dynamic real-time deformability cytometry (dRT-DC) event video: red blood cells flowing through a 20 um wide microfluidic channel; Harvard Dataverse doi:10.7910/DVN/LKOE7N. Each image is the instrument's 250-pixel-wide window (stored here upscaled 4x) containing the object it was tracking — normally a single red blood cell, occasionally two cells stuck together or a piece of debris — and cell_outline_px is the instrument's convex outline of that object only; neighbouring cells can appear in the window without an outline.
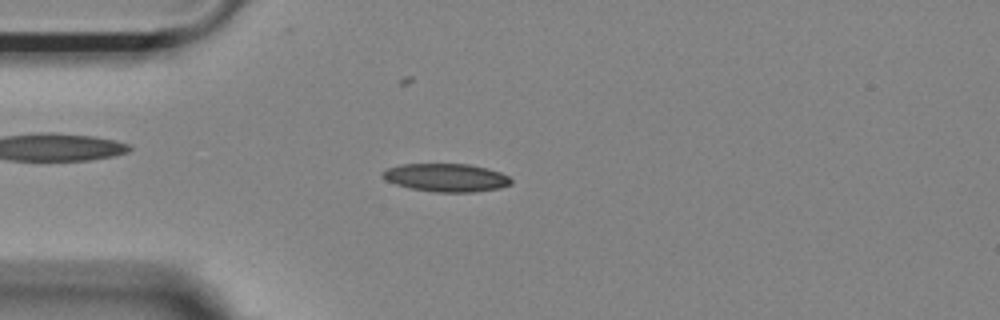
{"species": "Egyptian fruit bat (a non-hibernating species)", "species_latin": "Rousettus aegyptiacus", "temperature_condition": "room temperature", "stored_images_in_passage": 45, "camera_frame_rate_fps": 3000, "um_per_image_px": 0.085, "animal": {"sex": "female"}, "frame": {"image": 1, "passage_image": 5, "time_ms": 1.333, "image_size_px": [1000, 320], "cell_outline_px": [[512, 184], [500, 188], [476, 192], [436, 192], [412, 188], [396, 184], [384, 180], [380, 176], [380, 172], [388, 168], [400, 164], [468, 164], [488, 168], [500, 172], [508, 176], [512, 180]], "centroid_in_image_um": [37.92, 15.09], "position_along_channel_um": 47.1, "area_um2": 21.21}}
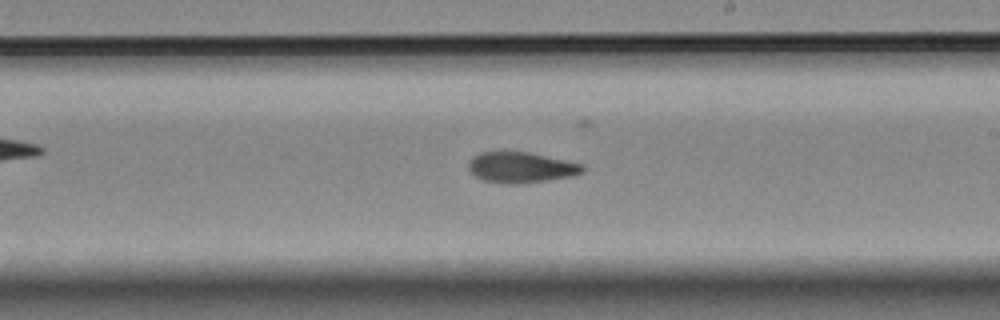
{"frame": {"image": 2, "passage_image": 22, "time_ms": 7.0, "image_size_px": [1000, 320], "cell_outline_px": [[584, 172], [572, 176], [548, 180], [520, 184], [508, 184], [484, 180], [476, 176], [468, 168], [468, 164], [472, 156], [480, 152], [528, 152], [584, 164]], "centroid_in_image_um": [44.3, 14.23], "position_along_channel_um": 244.7, "area_um2": 20.35}}
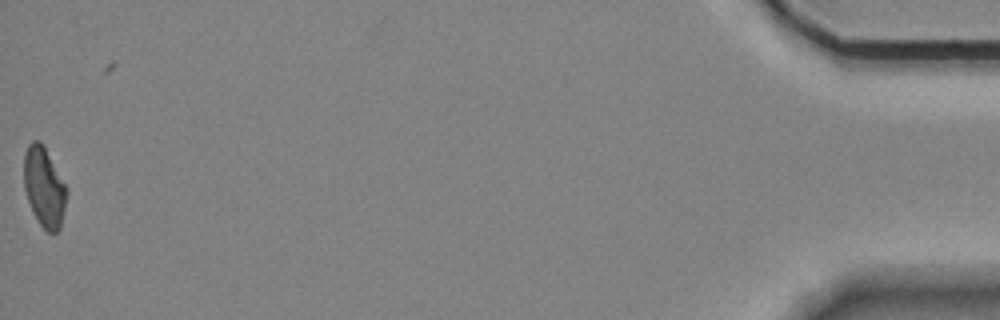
{"frame": {"image": 3, "passage_image": 45, "time_ms": 14.667, "image_size_px": [1000, 320], "cell_outline_px": [[68, 192], [60, 228], [56, 232], [48, 232], [40, 224], [28, 200], [24, 188], [24, 152], [28, 144], [32, 140], [40, 140], [44, 144], [68, 188]], "centroid_in_image_um": [3.77, 15.83], "position_along_channel_um": 431.4, "area_um2": 20.0}, "authors_computed_cell_mechanics": {"area_um2": 20.5768, "velocity_mm_per_s": 3.7065, "shape_relaxation_time_tau1_ms": null, "shape_relaxation_time_tau2_ms": 4.9277, "deformation_change_tau1": null, "deformation_change_tau2": 0.118}}